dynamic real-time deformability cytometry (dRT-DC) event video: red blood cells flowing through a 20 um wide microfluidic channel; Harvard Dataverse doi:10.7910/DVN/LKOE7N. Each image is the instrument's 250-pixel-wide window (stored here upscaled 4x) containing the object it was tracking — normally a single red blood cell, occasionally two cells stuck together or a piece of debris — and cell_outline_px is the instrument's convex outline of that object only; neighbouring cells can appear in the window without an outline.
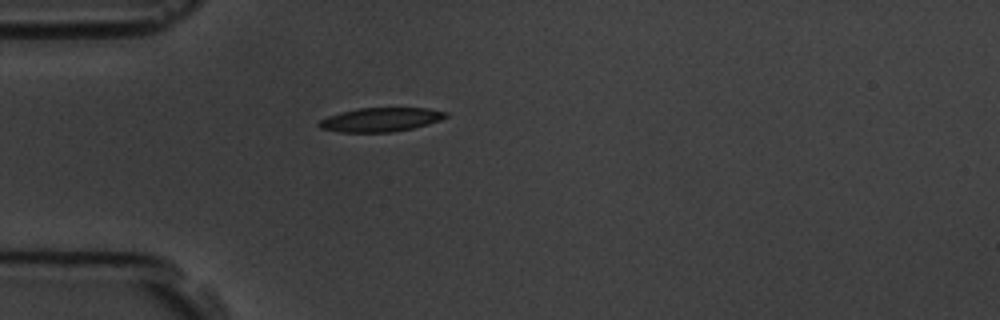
{"species": "common noctule bat (a hibernating species)", "species_latin": "Nyctalus noctula", "temperature_condition": "room temperature", "stored_images_in_passage": 1, "camera_frame_rate_fps": 3000, "um_per_image_px": 0.085, "animal": {"sex": "male", "body_mass_g": 19.5, "forearm_length_mm": 54.6}, "frame": {"image": 1, "passage_image": 1, "time_ms": 0.0, "image_size_px": [1000, 320], "cell_outline_px": [[448, 116], [440, 120], [428, 124], [412, 128], [392, 132], [340, 132], [320, 128], [316, 124], [320, 120], [328, 116], [340, 112], [356, 108], [428, 108], [448, 112]], "centroid_in_image_um": [32.35, 10.16], "position_along_channel_um": 52.7, "area_um2": 17.74}}